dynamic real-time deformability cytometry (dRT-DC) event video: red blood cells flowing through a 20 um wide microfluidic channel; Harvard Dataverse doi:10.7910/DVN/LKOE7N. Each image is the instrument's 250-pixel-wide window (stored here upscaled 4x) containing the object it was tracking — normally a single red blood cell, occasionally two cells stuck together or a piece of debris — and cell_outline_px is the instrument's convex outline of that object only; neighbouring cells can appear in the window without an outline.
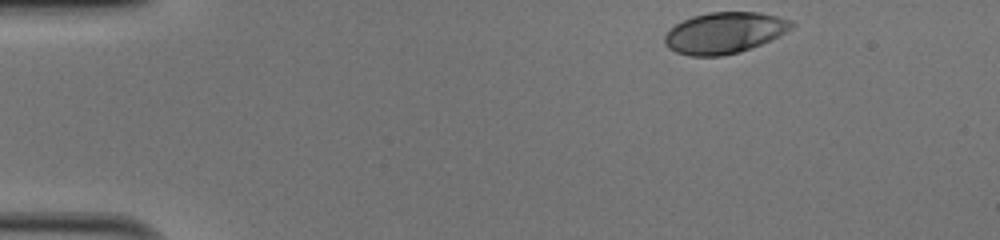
{"species": "human", "species_latin": "Homo sapiens", "temperature_condition": "cold", "stored_images_in_passage": 35, "camera_frame_rate_fps": 3000, "um_per_image_px": 0.085, "donor": {"sex": "male"}, "frame": {"image": 1, "passage_image": 1, "time_ms": 0.0, "image_size_px": [1000, 240], "cell_outline_px": [[796, 24], [792, 28], [780, 36], [760, 44], [736, 52], [720, 56], [692, 56], [676, 52], [668, 48], [664, 44], [664, 36], [676, 24], [692, 16], [708, 12], [760, 12], [792, 20]], "centroid_in_image_um": [61.59, 2.78], "position_along_channel_um": 23.4, "area_um2": 30.29}}
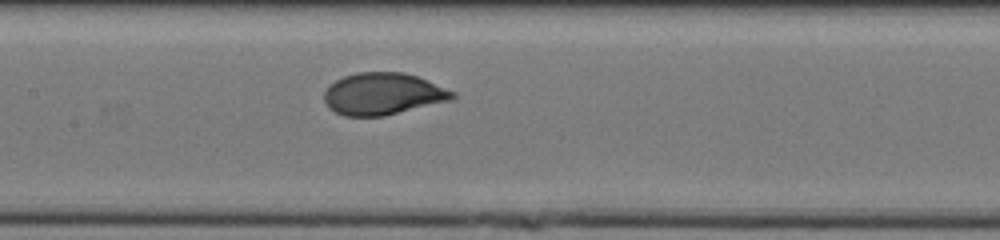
{"frame": {"image": 2, "passage_image": 19, "time_ms": 6.0, "image_size_px": [1000, 240], "cell_outline_px": [[456, 96], [452, 100], [384, 116], [344, 116], [328, 108], [324, 100], [324, 92], [336, 80], [344, 76], [356, 72], [404, 72], [416, 76], [456, 92]], "centroid_in_image_um": [32.55, 7.98], "position_along_channel_um": 174.8, "area_um2": 31.33}}
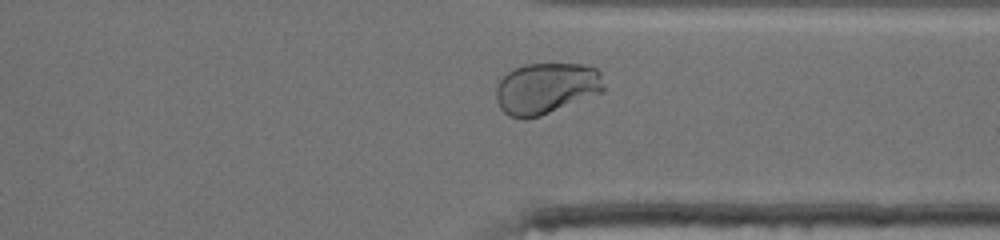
{"frame": {"image": 3, "passage_image": 33, "time_ms": 10.667, "image_size_px": [1000, 240], "cell_outline_px": [[604, 92], [540, 116], [512, 116], [504, 112], [500, 108], [496, 100], [496, 88], [500, 80], [508, 72], [516, 68], [528, 64], [580, 64], [596, 68], [600, 72], [604, 88]], "centroid_in_image_um": [46.45, 7.49], "position_along_channel_um": 364.9, "area_um2": 31.73}, "authors_computed_cell_mechanics": {"area_um2": 31.212, "velocity_mm_per_s": 4.0659, "shape_relaxation_time_tau1_ms": 3.7323, "shape_relaxation_time_tau2_ms": null, "deformation_change_tau1": 0.1725, "deformation_change_tau2": null}}